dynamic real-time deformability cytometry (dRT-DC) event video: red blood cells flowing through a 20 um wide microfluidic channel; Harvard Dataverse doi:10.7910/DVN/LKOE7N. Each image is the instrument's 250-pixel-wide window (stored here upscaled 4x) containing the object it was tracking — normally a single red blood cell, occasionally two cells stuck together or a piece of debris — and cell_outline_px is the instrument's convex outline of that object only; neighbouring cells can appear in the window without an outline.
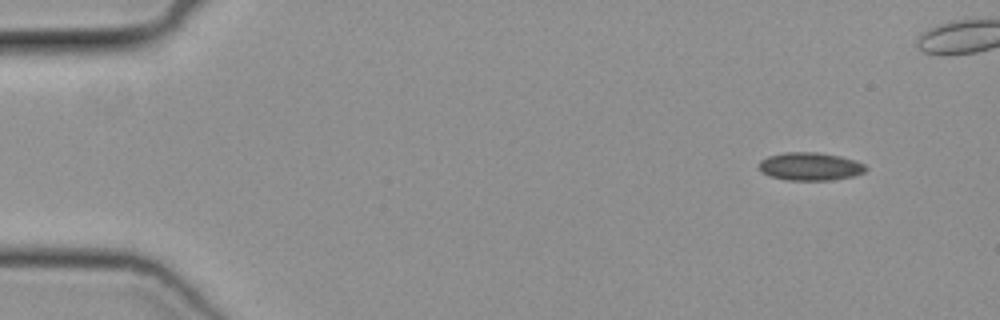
{"species": "common noctule bat (a hibernating species)", "species_latin": "Nyctalus noctula", "temperature_condition": "cold", "stored_images_in_passage": 48, "camera_frame_rate_fps": 3000, "um_per_image_px": 0.085, "animal": {"sex": "female", "body_mass_g": 19.3, "forearm_length_mm": 54.1}, "frame": {"image": 1, "passage_image": 1, "time_ms": 0.0, "image_size_px": [1000, 320], "cell_outline_px": [[868, 168], [864, 172], [852, 176], [832, 180], [788, 180], [768, 176], [760, 172], [760, 160], [768, 156], [784, 152], [816, 152], [840, 156], [856, 160], [864, 164]], "centroid_in_image_um": [68.85, 14.15], "position_along_channel_um": 16.1, "area_um2": 17.51}}
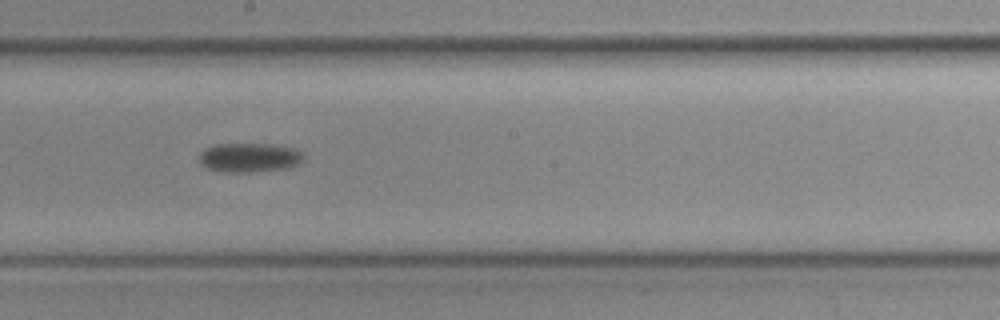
{"frame": {"image": 2, "passage_image": 25, "time_ms": 8.0, "image_size_px": [1000, 320], "cell_outline_px": [[304, 160], [300, 164], [288, 168], [256, 172], [224, 172], [208, 168], [200, 160], [200, 152], [204, 148], [216, 144], [272, 144], [292, 148], [304, 152]], "centroid_in_image_um": [21.26, 13.39], "position_along_channel_um": 226.9, "area_um2": 17.92}}
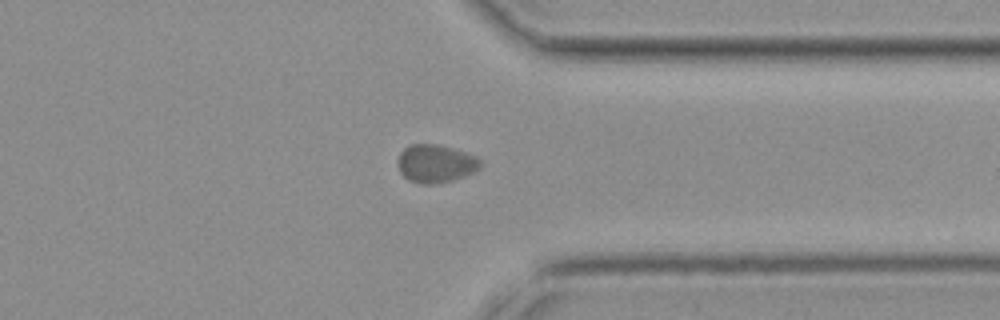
{"frame": {"image": 3, "passage_image": 36, "time_ms": 11.667, "image_size_px": [1000, 320], "cell_outline_px": [[480, 168], [472, 172], [452, 180], [436, 184], [420, 184], [408, 180], [400, 172], [396, 164], [396, 160], [400, 152], [404, 148], [412, 144], [440, 144], [476, 156], [480, 160]], "centroid_in_image_um": [36.97, 13.9], "position_along_channel_um": 374.4, "area_um2": 18.38}}